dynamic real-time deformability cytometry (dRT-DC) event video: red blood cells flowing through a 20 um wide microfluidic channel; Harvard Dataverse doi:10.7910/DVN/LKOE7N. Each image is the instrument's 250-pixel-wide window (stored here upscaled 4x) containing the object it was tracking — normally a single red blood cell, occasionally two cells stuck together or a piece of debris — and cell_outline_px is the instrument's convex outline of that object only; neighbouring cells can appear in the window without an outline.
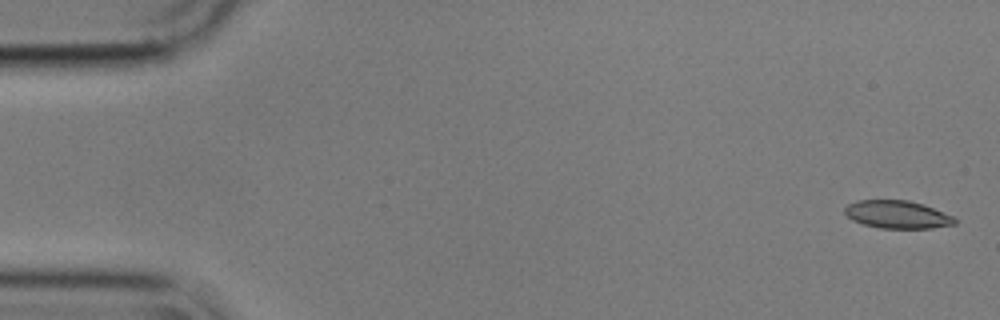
{"species": "common noctule bat (a hibernating species)", "species_latin": "Nyctalus noctula", "temperature_condition": "cold", "stored_images_in_passage": 47, "camera_frame_rate_fps": 3000, "um_per_image_px": 0.085, "animal": {"sex": "male", "body_mass_g": 17.9}, "frame": {"image": 1, "passage_image": 1, "time_ms": 0.0, "image_size_px": [1000, 320], "cell_outline_px": [[956, 224], [932, 228], [880, 228], [864, 224], [852, 220], [844, 212], [844, 208], [848, 204], [856, 200], [908, 200], [924, 204], [952, 216], [956, 220]], "centroid_in_image_um": [76.26, 18.23], "position_along_channel_um": 8.7, "area_um2": 17.8}}
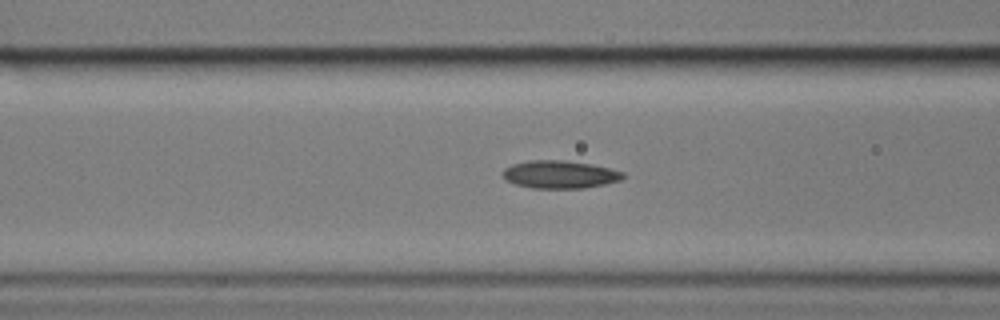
{"frame": {"image": 2, "passage_image": 21, "time_ms": 6.667, "image_size_px": [1000, 320], "cell_outline_px": [[628, 176], [620, 180], [604, 184], [584, 188], [532, 188], [516, 184], [504, 180], [500, 172], [504, 168], [512, 164], [528, 160], [564, 160], [592, 164], [624, 172]], "centroid_in_image_um": [47.56, 14.82], "position_along_channel_um": 119.0, "area_um2": 19.71}}
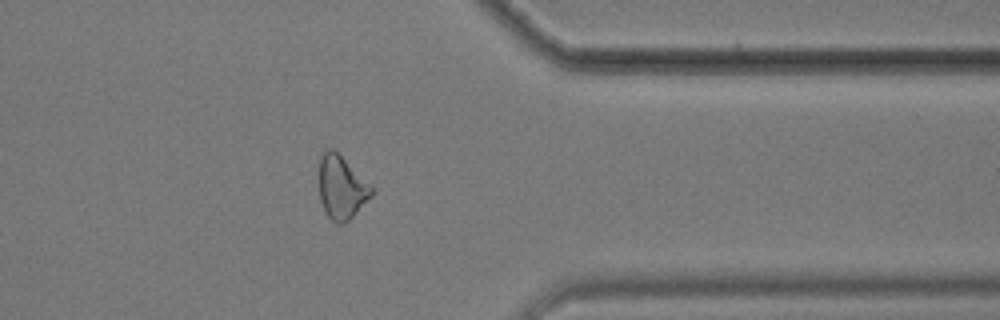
{"frame": {"image": 3, "passage_image": 44, "time_ms": 14.333, "image_size_px": [1000, 320], "cell_outline_px": [[372, 196], [344, 224], [336, 224], [328, 216], [320, 200], [320, 156], [324, 148], [332, 148], [372, 184]], "centroid_in_image_um": [29.03, 15.91], "position_along_channel_um": 382.4, "area_um2": 19.25}, "authors_computed_cell_mechanics": {"area_um2": 18.9584, "velocity_mm_per_s": 3.5784, "shape_relaxation_time_tau1_ms": null, "shape_relaxation_time_tau2_ms": 6.2542, "deformation_change_tau1": null, "deformation_change_tau2": 0.1526}}